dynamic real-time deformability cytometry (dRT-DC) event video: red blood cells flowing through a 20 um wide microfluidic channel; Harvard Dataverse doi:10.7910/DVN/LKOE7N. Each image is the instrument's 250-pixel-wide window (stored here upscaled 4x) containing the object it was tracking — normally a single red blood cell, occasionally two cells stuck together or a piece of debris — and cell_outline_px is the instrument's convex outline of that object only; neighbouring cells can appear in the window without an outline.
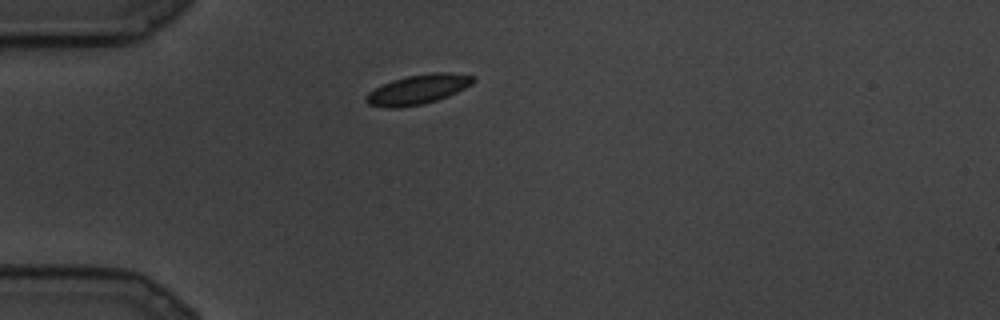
{"species": "common noctule bat (a hibernating species)", "species_latin": "Nyctalus noctula", "temperature_condition": "cold", "stored_images_in_passage": 69, "camera_frame_rate_fps": 3000, "um_per_image_px": 0.085, "animal": {"sex": "male", "body_mass_g": 19.5, "forearm_length_mm": 54.6}, "frame": {"image": 1, "passage_image": 1, "time_ms": 0.0, "image_size_px": [1000, 320], "cell_outline_px": [[476, 80], [472, 84], [448, 96], [424, 104], [400, 108], [384, 108], [368, 104], [364, 100], [364, 96], [368, 92], [392, 80], [408, 76], [436, 72], [448, 72], [476, 76]], "centroid_in_image_um": [35.51, 7.61], "position_along_channel_um": 49.5, "area_um2": 18.55}}
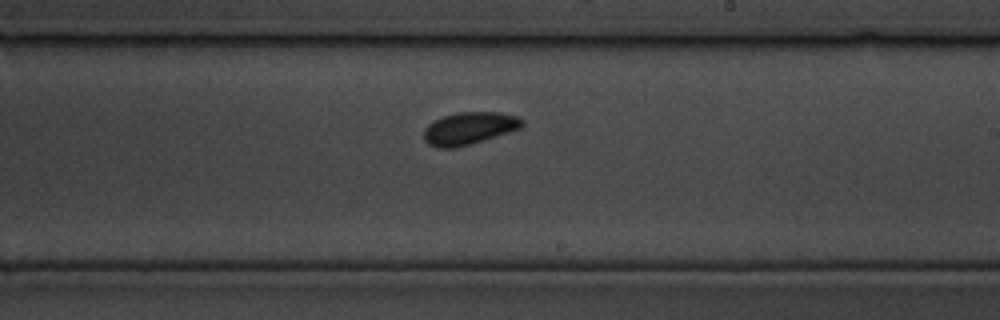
{"frame": {"image": 2, "passage_image": 31, "time_ms": 10.0, "image_size_px": [1000, 320], "cell_outline_px": [[524, 124], [520, 128], [496, 136], [456, 148], [436, 148], [428, 144], [424, 140], [424, 128], [428, 124], [440, 116], [460, 112], [496, 112], [520, 116], [524, 120]], "centroid_in_image_um": [39.86, 10.9], "position_along_channel_um": 249.1, "area_um2": 18.67}}
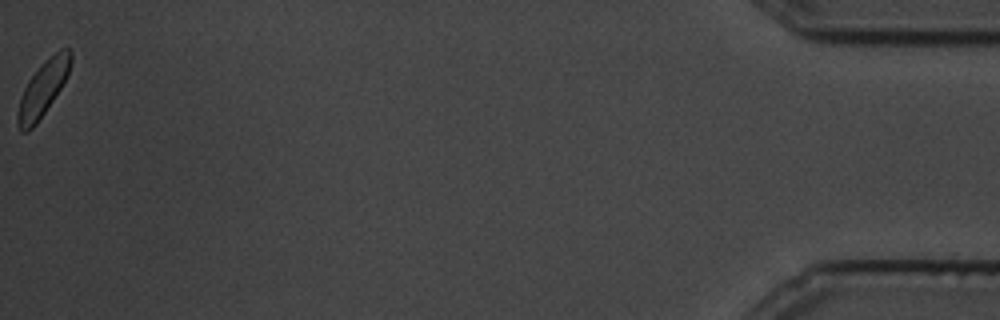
{"frame": {"image": 3, "passage_image": 69, "time_ms": 22.667, "image_size_px": [1000, 320], "cell_outline_px": [[72, 60], [68, 72], [60, 88], [36, 124], [28, 132], [20, 132], [16, 120], [16, 116], [20, 96], [28, 80], [40, 64], [44, 60], [60, 48], [68, 48], [72, 52]], "centroid_in_image_um": [3.61, 7.52], "position_along_channel_um": 431.6, "area_um2": 16.94}}